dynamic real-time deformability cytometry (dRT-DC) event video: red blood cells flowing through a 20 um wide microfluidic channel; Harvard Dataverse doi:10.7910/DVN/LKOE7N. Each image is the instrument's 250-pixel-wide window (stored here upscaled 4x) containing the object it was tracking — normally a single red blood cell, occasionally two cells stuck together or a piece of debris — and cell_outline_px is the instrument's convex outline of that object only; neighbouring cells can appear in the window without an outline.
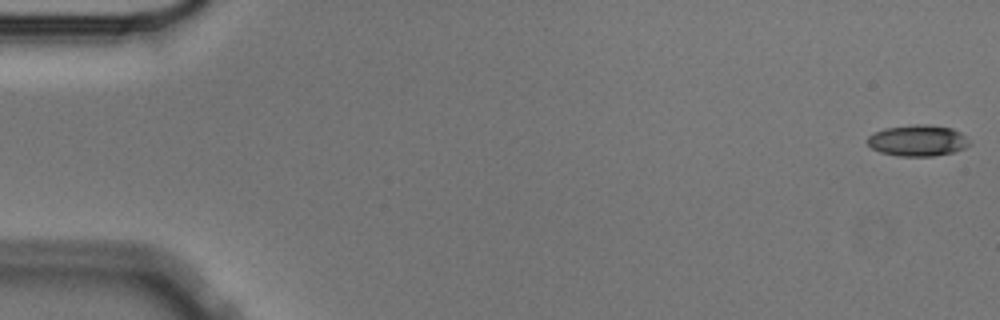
{"species": "Egyptian fruit bat (a non-hibernating species)", "species_latin": "Rousettus aegyptiacus", "temperature_condition": "cold", "stored_images_in_passage": 10, "camera_frame_rate_fps": 3000, "um_per_image_px": 0.085, "animal": {"sex": "male"}, "frame": {"image": 1, "passage_image": 1, "time_ms": 0.0, "image_size_px": [1000, 320], "cell_outline_px": [[972, 144], [964, 148], [952, 152], [932, 156], [900, 156], [880, 152], [872, 148], [868, 144], [868, 136], [884, 128], [916, 124], [928, 124], [952, 128], [960, 132]], "centroid_in_image_um": [78.02, 11.94], "position_along_channel_um": 7.0, "area_um2": 18.44}}